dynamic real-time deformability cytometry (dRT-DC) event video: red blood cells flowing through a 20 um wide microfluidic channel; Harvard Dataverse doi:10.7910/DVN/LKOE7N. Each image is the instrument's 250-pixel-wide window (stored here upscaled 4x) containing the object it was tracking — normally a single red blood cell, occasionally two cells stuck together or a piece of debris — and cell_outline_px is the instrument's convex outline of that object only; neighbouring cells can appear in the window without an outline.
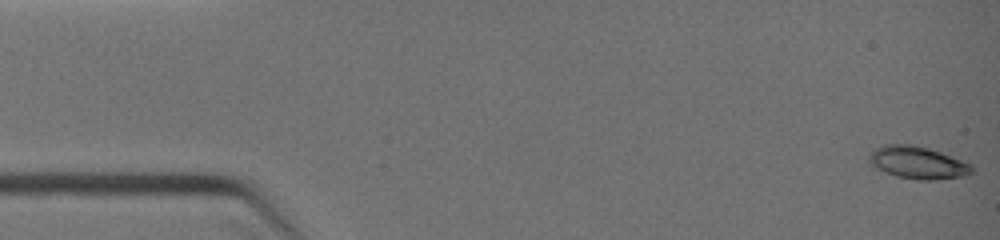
{"species": "common noctule bat (a hibernating species)", "species_latin": "Nyctalus noctula", "temperature_condition": "warm", "stored_images_in_passage": 36, "camera_frame_rate_fps": 3000, "um_per_image_px": 0.085, "animal": {"sex": "female", "body_mass_g": 19.0, "forearm_length_mm": 51.5}, "frame": {"image": 1, "passage_image": 1, "time_ms": 0.0, "image_size_px": [1000, 240], "cell_outline_px": [[972, 172], [964, 176], [932, 180], [920, 180], [896, 176], [884, 172], [876, 168], [868, 160], [868, 156], [876, 148], [884, 144], [912, 144], [928, 148], [940, 152], [960, 160], [968, 164], [972, 168]], "centroid_in_image_um": [77.95, 13.82], "position_along_channel_um": 7.0, "area_um2": 19.13}}
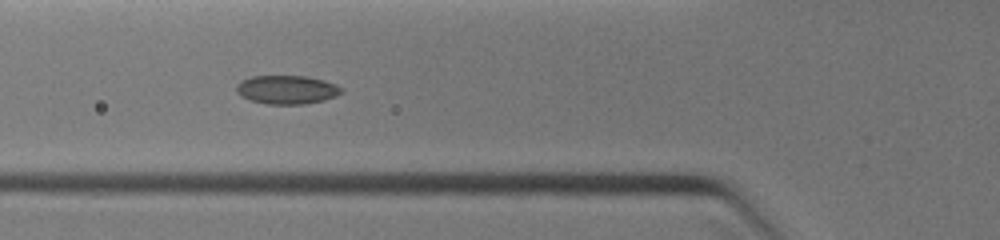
{"frame": {"image": 2, "passage_image": 26, "time_ms": 4.333, "image_size_px": [1000, 240], "cell_outline_px": [[344, 92], [336, 96], [324, 100], [304, 104], [264, 104], [240, 96], [236, 92], [236, 84], [240, 80], [252, 76], [308, 76], [324, 80], [336, 84], [344, 88]], "centroid_in_image_um": [24.39, 7.62], "position_along_channel_um": 101.4, "area_um2": 17.8}}
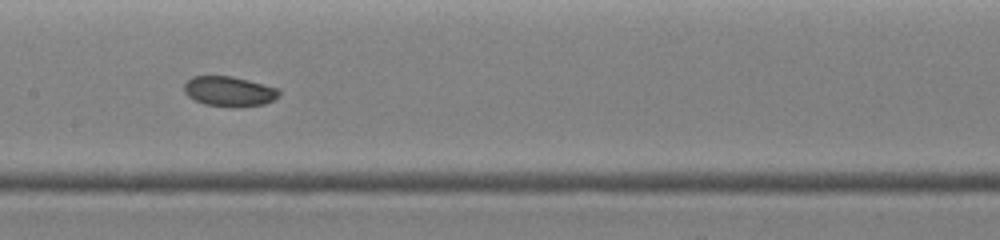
{"frame": {"image": 3, "passage_image": 35, "time_ms": 6.0, "image_size_px": [1000, 240], "cell_outline_px": [[280, 96], [276, 100], [264, 104], [232, 108], [204, 104], [188, 96], [184, 92], [184, 84], [192, 76], [232, 76], [280, 88]], "centroid_in_image_um": [19.53, 7.77], "position_along_channel_um": 187.9, "area_um2": 16.88}}